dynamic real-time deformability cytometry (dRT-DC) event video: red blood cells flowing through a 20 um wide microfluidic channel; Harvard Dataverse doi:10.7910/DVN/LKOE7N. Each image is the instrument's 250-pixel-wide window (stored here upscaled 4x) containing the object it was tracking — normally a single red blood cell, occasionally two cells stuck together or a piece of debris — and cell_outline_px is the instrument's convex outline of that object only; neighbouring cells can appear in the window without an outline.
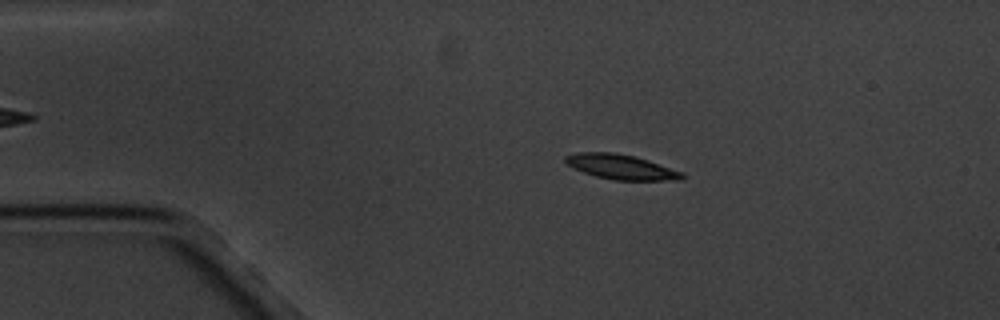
{"species": "common noctule bat (a hibernating species)", "species_latin": "Nyctalus noctula", "temperature_condition": "cold", "stored_images_in_passage": 8, "camera_frame_rate_fps": 3000, "um_per_image_px": 0.085, "animal": {"sex": "male", "body_mass_g": 20.1, "forearm_length_mm": 53.5}, "frame": {"image": 1, "passage_image": 3, "time_ms": 2.333, "image_size_px": [1000, 320], "cell_outline_px": [[684, 180], [612, 180], [596, 176], [572, 168], [564, 160], [564, 156], [576, 152], [612, 152], [636, 156], [684, 172]], "centroid_in_image_um": [52.8, 14.18], "position_along_channel_um": 32.2, "area_um2": 17.05}}
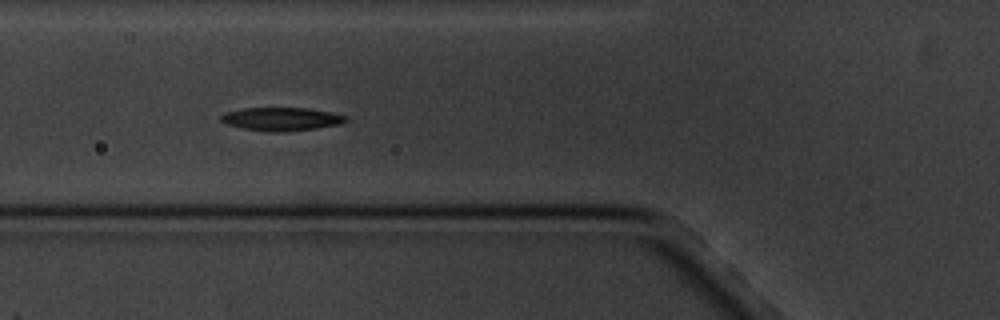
{"frame": {"image": 2, "passage_image": 6, "time_ms": 5.667, "image_size_px": [1000, 320], "cell_outline_px": [[348, 120], [340, 124], [316, 128], [284, 132], [268, 132], [240, 128], [224, 124], [220, 120], [220, 116], [224, 112], [244, 108], [308, 108], [348, 116]], "centroid_in_image_um": [23.86, 10.12], "position_along_channel_um": 101.9, "area_um2": 17.11}}
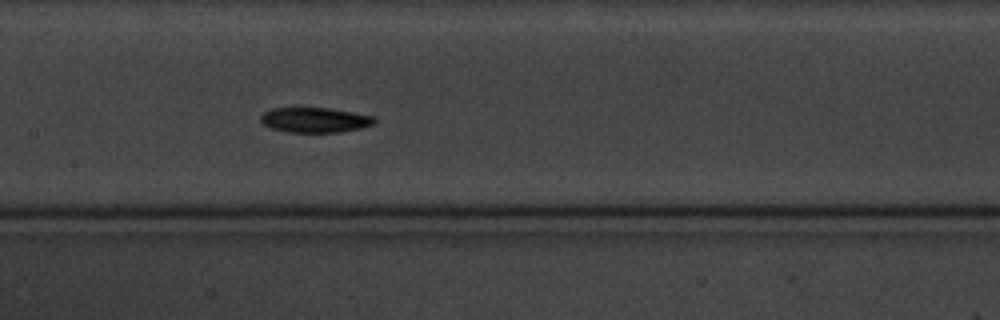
{"frame": {"image": 3, "passage_image": 8, "time_ms": 8.0, "image_size_px": [1000, 320], "cell_outline_px": [[376, 120], [372, 124], [360, 128], [340, 132], [284, 132], [272, 128], [264, 124], [260, 120], [260, 116], [264, 112], [272, 108], [328, 108], [376, 116]], "centroid_in_image_um": [26.76, 10.2], "position_along_channel_um": 180.6, "area_um2": 16.53}}